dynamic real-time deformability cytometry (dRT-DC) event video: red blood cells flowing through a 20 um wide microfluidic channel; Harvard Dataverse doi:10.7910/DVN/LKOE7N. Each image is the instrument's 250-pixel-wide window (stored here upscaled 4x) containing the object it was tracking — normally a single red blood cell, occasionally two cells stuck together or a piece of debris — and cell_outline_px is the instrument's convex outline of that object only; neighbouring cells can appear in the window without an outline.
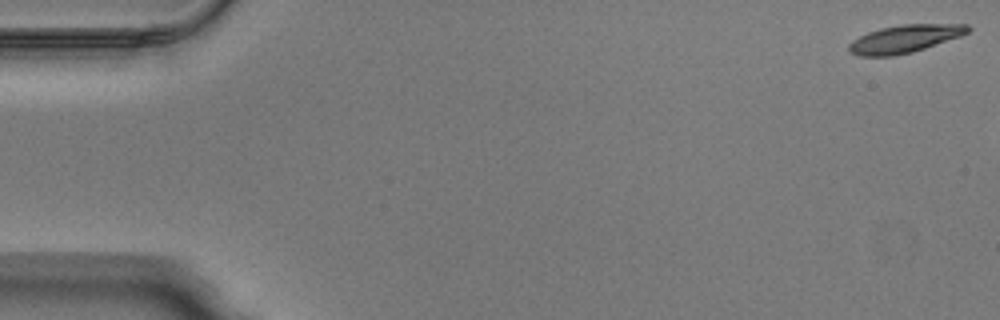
{"species": "Egyptian fruit bat (a non-hibernating species)", "species_latin": "Rousettus aegyptiacus", "temperature_condition": "warm", "stored_images_in_passage": 7, "camera_frame_rate_fps": 3000, "um_per_image_px": 0.085, "animal": {"sex": "male"}, "frame": {"image": 1, "passage_image": 1, "time_ms": 0.0, "image_size_px": [1000, 320], "cell_outline_px": [[968, 28], [964, 32], [904, 52], [860, 52], [868, 36], [876, 32], [892, 28]], "centroid_in_image_um": [77.04, 3.3], "position_along_channel_um": 8.0, "area_um2": 12.25}}